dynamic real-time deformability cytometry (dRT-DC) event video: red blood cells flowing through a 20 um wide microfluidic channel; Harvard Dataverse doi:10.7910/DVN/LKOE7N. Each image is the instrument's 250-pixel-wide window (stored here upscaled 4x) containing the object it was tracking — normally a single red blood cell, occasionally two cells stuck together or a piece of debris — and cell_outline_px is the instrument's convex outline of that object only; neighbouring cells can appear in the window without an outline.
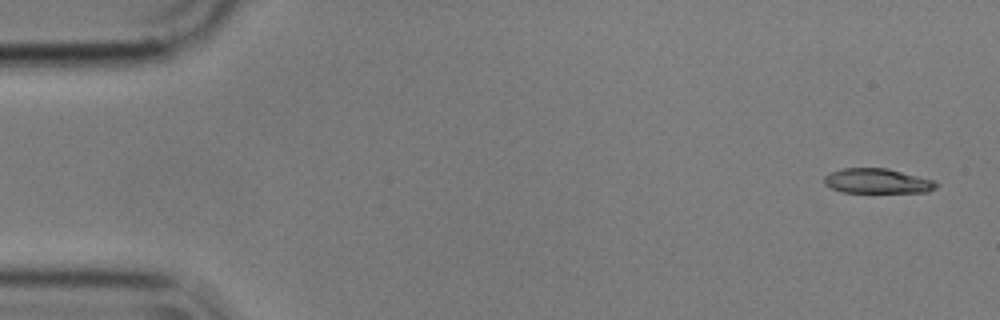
{"species": "common noctule bat (a hibernating species)", "species_latin": "Nyctalus noctula", "temperature_condition": "cold", "stored_images_in_passage": 5, "camera_frame_rate_fps": 3000, "um_per_image_px": 0.085, "animal": {"sex": "male", "body_mass_g": 17.9}, "frame": {"image": 1, "passage_image": 1, "time_ms": 0.0, "image_size_px": [1000, 320], "cell_outline_px": [[940, 184], [936, 188], [928, 192], [840, 192], [824, 184], [824, 176], [832, 172], [844, 168], [888, 168], [936, 180]], "centroid_in_image_um": [74.63, 15.39], "position_along_channel_um": 10.4, "area_um2": 16.36}}
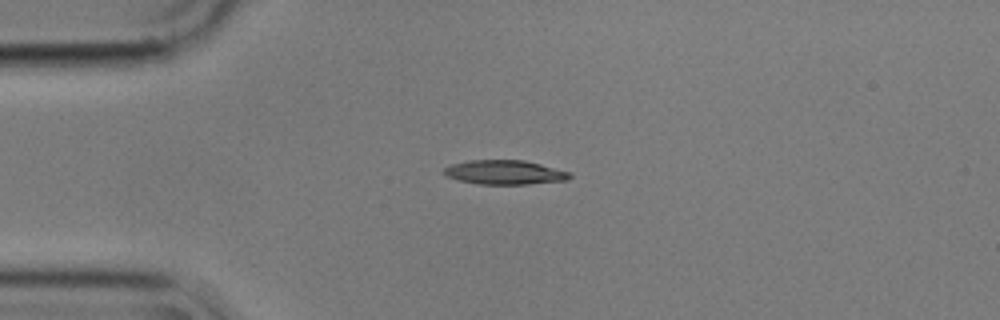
{"frame": {"image": 2, "passage_image": 4, "time_ms": 1.0, "image_size_px": [1000, 320], "cell_outline_px": [[572, 176], [568, 180], [528, 184], [480, 184], [460, 180], [444, 176], [440, 172], [444, 168], [452, 164], [468, 160], [524, 160], [572, 172]], "centroid_in_image_um": [42.89, 14.64], "position_along_channel_um": 42.1, "area_um2": 17.92}}